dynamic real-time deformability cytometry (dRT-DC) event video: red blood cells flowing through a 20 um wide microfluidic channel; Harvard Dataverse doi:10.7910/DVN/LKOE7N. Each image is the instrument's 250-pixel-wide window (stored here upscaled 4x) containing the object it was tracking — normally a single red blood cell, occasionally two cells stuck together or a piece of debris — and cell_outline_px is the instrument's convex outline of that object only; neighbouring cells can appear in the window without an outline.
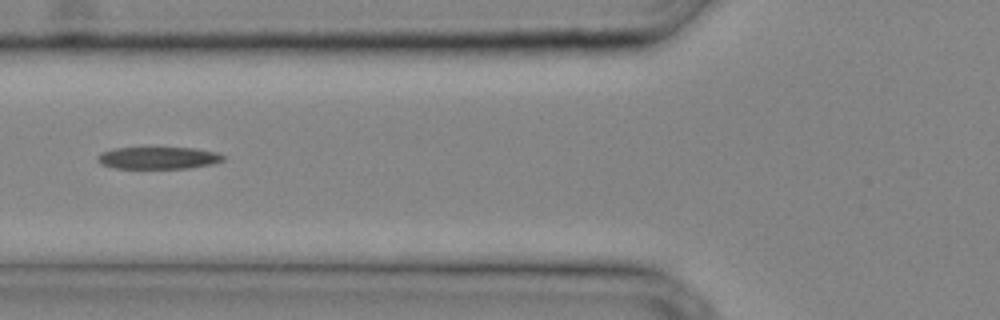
{"species": "common noctule bat (a hibernating species)", "species_latin": "Nyctalus noctula", "temperature_condition": "cold", "stored_images_in_passage": 23, "camera_frame_rate_fps": 3000, "um_per_image_px": 0.085, "animal": {"sex": "male", "body_mass_g": 20.4}, "frame": {"image": 1, "passage_image": 4, "time_ms": 1.0, "image_size_px": [1000, 320], "cell_outline_px": [[224, 160], [212, 164], [188, 168], [112, 168], [100, 164], [96, 160], [96, 156], [100, 152], [112, 148], [196, 148], [216, 152], [224, 156]], "centroid_in_image_um": [13.39, 13.42], "position_along_channel_um": 112.4, "area_um2": 16.3}}
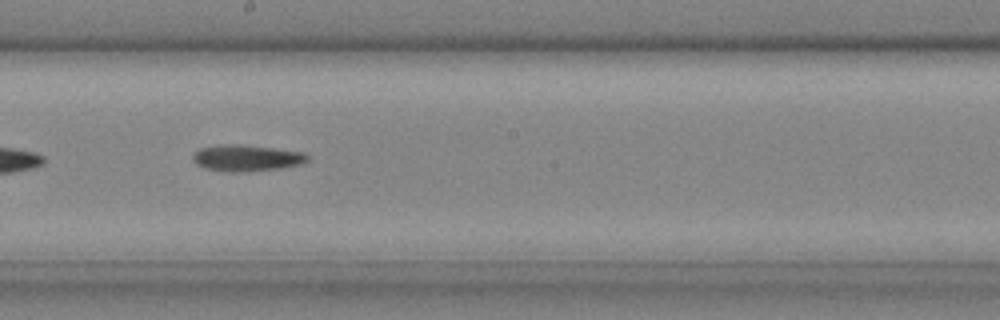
{"frame": {"image": 2, "passage_image": 10, "time_ms": 3.0, "image_size_px": [1000, 320], "cell_outline_px": [[312, 156], [308, 160], [300, 164], [280, 168], [236, 172], [228, 172], [204, 168], [196, 164], [192, 160], [192, 156], [200, 148], [224, 144], [236, 144], [272, 148], [304, 152]], "centroid_in_image_um": [20.96, 13.43], "position_along_channel_um": 227.2, "area_um2": 17.51}}